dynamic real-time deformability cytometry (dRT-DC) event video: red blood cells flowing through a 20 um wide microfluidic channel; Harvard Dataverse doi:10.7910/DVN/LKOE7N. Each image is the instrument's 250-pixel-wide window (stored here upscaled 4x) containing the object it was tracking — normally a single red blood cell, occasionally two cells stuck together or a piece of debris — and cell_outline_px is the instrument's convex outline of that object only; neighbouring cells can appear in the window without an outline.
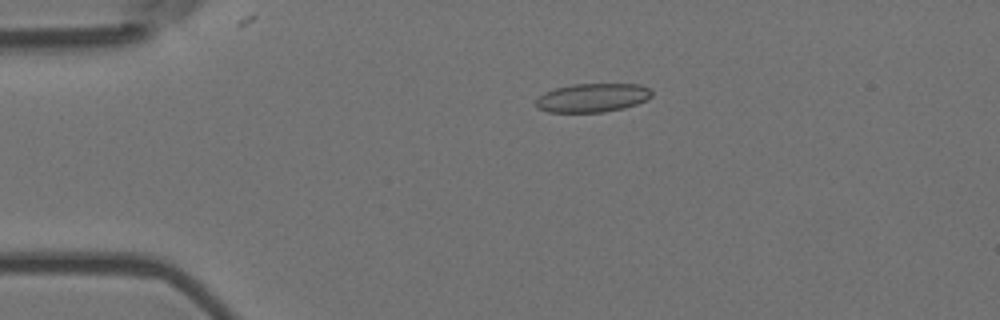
{"species": "Egyptian fruit bat (a non-hibernating species)", "species_latin": "Rousettus aegyptiacus", "temperature_condition": "room temperature", "stored_images_in_passage": 4, "camera_frame_rate_fps": 3000, "um_per_image_px": 0.085, "animal": {"sex": "female"}, "frame": {"image": 1, "passage_image": 3, "time_ms": 0.667, "image_size_px": [1000, 320], "cell_outline_px": [[652, 96], [648, 100], [624, 108], [604, 112], [548, 112], [536, 108], [536, 100], [544, 92], [556, 88], [572, 84], [640, 84], [648, 88], [652, 92]], "centroid_in_image_um": [50.37, 8.31], "position_along_channel_um": 34.6, "area_um2": 19.48}}